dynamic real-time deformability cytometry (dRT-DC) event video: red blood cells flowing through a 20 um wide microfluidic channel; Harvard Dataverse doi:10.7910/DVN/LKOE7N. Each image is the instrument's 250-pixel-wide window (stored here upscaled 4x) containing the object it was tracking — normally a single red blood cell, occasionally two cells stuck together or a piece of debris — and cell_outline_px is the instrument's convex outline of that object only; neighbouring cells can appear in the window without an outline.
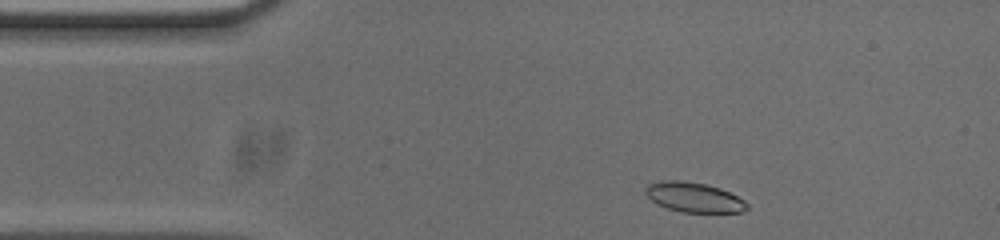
{"species": "common noctule bat (a hibernating species)", "species_latin": "Nyctalus noctula", "temperature_condition": "cold", "stored_images_in_passage": 47, "camera_frame_rate_fps": 3000, "um_per_image_px": 0.085, "animal": {"sex": "male", "body_mass_g": 20.0, "forearm_length_mm": 53.3}, "frame": {"image": 1, "passage_image": 2, "time_ms": 0.333, "image_size_px": [1000, 240], "cell_outline_px": [[748, 208], [740, 212], [680, 212], [668, 208], [652, 200], [644, 192], [644, 188], [648, 184], [660, 180], [680, 180], [704, 184], [720, 188], [744, 200], [748, 204]], "centroid_in_image_um": [58.96, 16.76], "position_along_channel_um": 26.0, "area_um2": 17.46}}
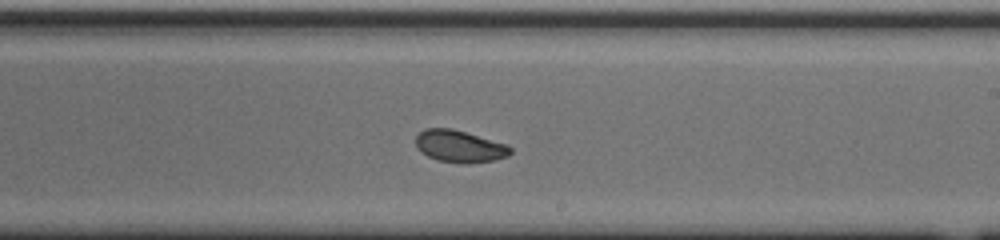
{"frame": {"image": 2, "passage_image": 24, "time_ms": 7.667, "image_size_px": [1000, 240], "cell_outline_px": [[512, 152], [508, 156], [496, 160], [464, 164], [436, 160], [420, 152], [416, 148], [416, 136], [424, 128], [452, 128], [508, 144], [512, 148]], "centroid_in_image_um": [39.07, 12.44], "position_along_channel_um": 249.9, "area_um2": 17.98}}
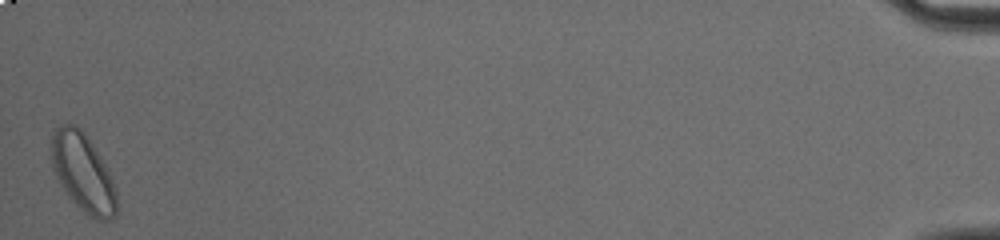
{"frame": {"image": 3, "passage_image": 47, "time_ms": 15.333, "image_size_px": [1000, 240], "cell_outline_px": [[116, 216], [112, 220], [96, 220], [84, 212], [68, 196], [56, 176], [52, 168], [52, 136], [56, 128], [64, 124], [76, 124], [84, 132], [100, 156], [116, 188]], "centroid_in_image_um": [7.06, 14.69], "position_along_channel_um": 428.1, "area_um2": 29.36}, "authors_computed_cell_mechanics": {"area_um2": 18.3804, "velocity_mm_per_s": 3.7113, "shape_relaxation_time_tau1_ms": 2.2859, "shape_relaxation_time_tau2_ms": null, "deformation_change_tau1": 0.0628, "deformation_change_tau2": null}}